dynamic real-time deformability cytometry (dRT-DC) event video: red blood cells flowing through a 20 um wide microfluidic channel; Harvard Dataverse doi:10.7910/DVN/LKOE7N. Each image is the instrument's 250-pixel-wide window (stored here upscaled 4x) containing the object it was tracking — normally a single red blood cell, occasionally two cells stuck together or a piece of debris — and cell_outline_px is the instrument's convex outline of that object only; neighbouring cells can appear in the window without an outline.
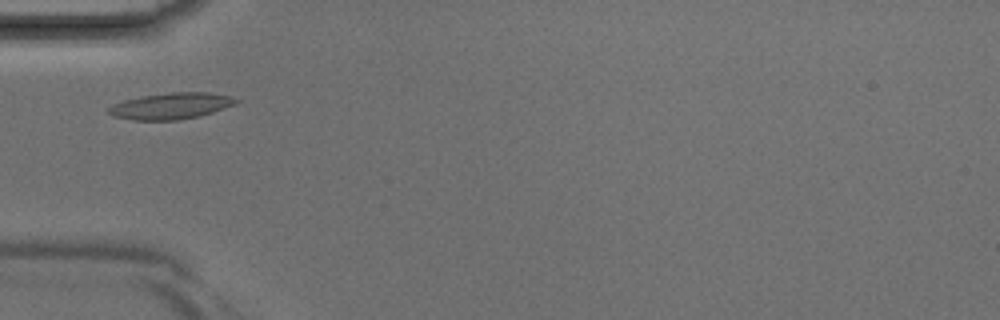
{"species": "Egyptian fruit bat (a non-hibernating species)", "species_latin": "Rousettus aegyptiacus", "temperature_condition": "room temperature", "stored_images_in_passage": 3, "camera_frame_rate_fps": 3000, "um_per_image_px": 0.085, "animal": {"sex": "male"}, "frame": {"image": 1, "passage_image": 2, "time_ms": 0.333, "image_size_px": [1000, 320], "cell_outline_px": [[240, 100], [236, 104], [200, 116], [176, 120], [132, 120], [112, 116], [108, 112], [108, 108], [112, 104], [124, 100], [144, 96], [172, 92], [208, 92], [228, 96]], "centroid_in_image_um": [14.52, 9.01], "position_along_channel_um": 70.5, "area_um2": 19.42}}